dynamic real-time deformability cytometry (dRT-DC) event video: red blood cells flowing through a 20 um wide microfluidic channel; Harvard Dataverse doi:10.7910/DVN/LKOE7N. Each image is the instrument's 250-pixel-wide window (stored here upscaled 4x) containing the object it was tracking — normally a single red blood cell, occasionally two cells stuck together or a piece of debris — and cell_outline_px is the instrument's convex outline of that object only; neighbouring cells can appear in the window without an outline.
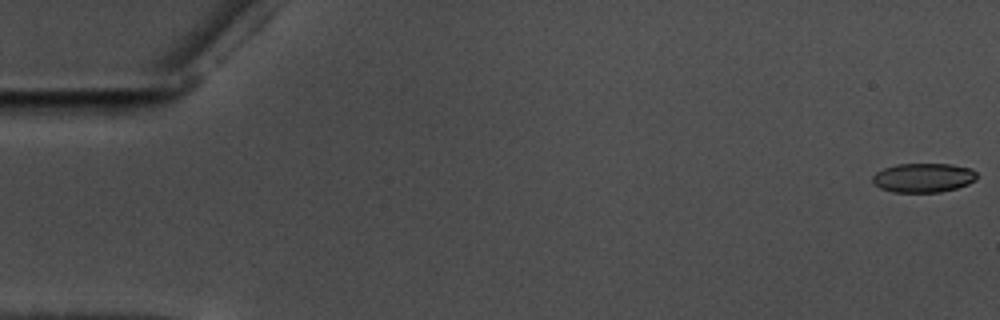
{"species": "common noctule bat (a hibernating species)", "species_latin": "Nyctalus noctula", "temperature_condition": "warm", "stored_images_in_passage": 58, "camera_frame_rate_fps": 3000, "um_per_image_px": 0.085, "animal": {"sex": "male", "body_mass_g": 17.5, "forearm_length_mm": 52.3}, "frame": {"image": 1, "passage_image": 1, "time_ms": 0.0, "image_size_px": [1000, 320], "cell_outline_px": [[976, 180], [968, 184], [956, 188], [940, 192], [892, 192], [880, 188], [872, 180], [872, 176], [876, 172], [884, 168], [896, 164], [952, 164], [972, 168], [976, 172]], "centroid_in_image_um": [78.5, 15.1], "position_along_channel_um": 6.5, "area_um2": 17.8}}
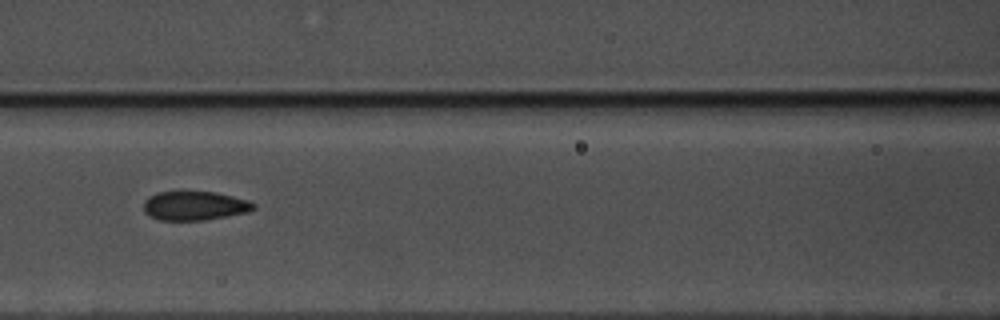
{"frame": {"image": 2, "passage_image": 26, "time_ms": 8.333, "image_size_px": [1000, 320], "cell_outline_px": [[256, 208], [248, 212], [228, 216], [204, 220], [160, 220], [148, 216], [144, 212], [144, 200], [148, 196], [156, 192], [180, 188], [216, 192], [248, 200], [256, 204]], "centroid_in_image_um": [16.49, 17.43], "position_along_channel_um": 150.1, "area_um2": 19.59}}
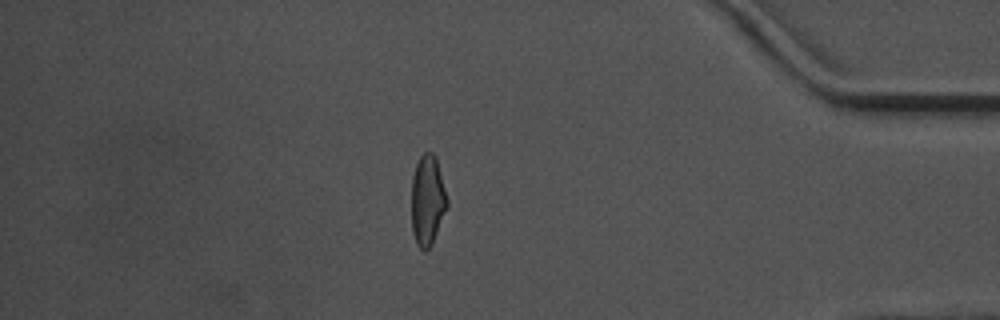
{"frame": {"image": 3, "passage_image": 50, "time_ms": 16.333, "image_size_px": [1000, 320], "cell_outline_px": [[448, 208], [432, 244], [424, 252], [416, 244], [412, 232], [412, 176], [416, 164], [420, 156], [424, 152], [432, 152], [436, 156], [448, 200]], "centroid_in_image_um": [36.35, 17.03], "position_along_channel_um": 398.9, "area_um2": 19.02}, "authors_computed_cell_mechanics": {"area_um2": 18.9584, "velocity_mm_per_s": 3.5726, "shape_relaxation_time_tau1_ms": 5.418, "shape_relaxation_time_tau2_ms": 1.4081, "deformation_change_tau1": 0.1257, "deformation_change_tau2": 0.0509}}